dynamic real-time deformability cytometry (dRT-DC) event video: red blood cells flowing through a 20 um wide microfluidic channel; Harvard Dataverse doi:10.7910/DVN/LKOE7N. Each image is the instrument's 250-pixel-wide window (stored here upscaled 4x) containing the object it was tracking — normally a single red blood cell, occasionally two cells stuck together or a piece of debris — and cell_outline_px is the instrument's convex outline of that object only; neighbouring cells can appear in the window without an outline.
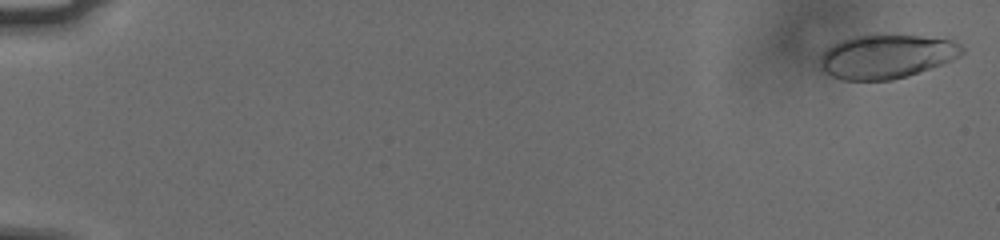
{"species": "human", "species_latin": "Homo sapiens", "temperature_condition": "cold", "stored_images_in_passage": 57, "camera_frame_rate_fps": 3000, "um_per_image_px": 0.085, "donor": {"sex": "male"}, "frame": {"image": 1, "passage_image": 2, "time_ms": 0.333, "image_size_px": [1000, 240], "cell_outline_px": [[964, 52], [960, 56], [952, 60], [908, 76], [892, 80], [840, 80], [820, 72], [820, 56], [832, 44], [856, 36], [920, 36], [952, 40], [960, 44], [964, 48]], "centroid_in_image_um": [75.32, 4.83], "position_along_channel_um": 9.7, "area_um2": 36.13}}
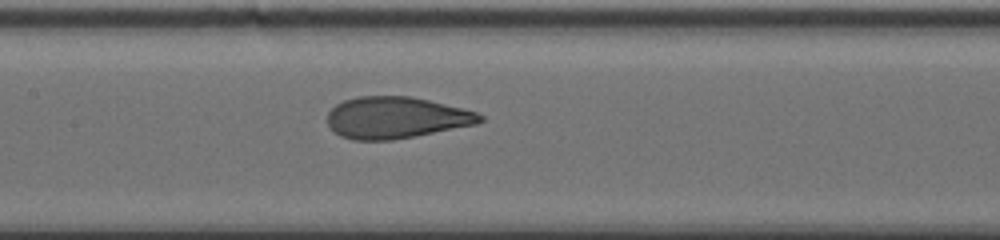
{"frame": {"image": 2, "passage_image": 30, "time_ms": 9.667, "image_size_px": [1000, 240], "cell_outline_px": [[484, 120], [476, 124], [416, 136], [392, 140], [352, 140], [340, 136], [328, 124], [328, 112], [336, 104], [344, 100], [360, 96], [408, 96], [428, 100], [476, 112], [484, 116]], "centroid_in_image_um": [33.65, 10.0], "position_along_channel_um": 173.8, "area_um2": 36.76}}
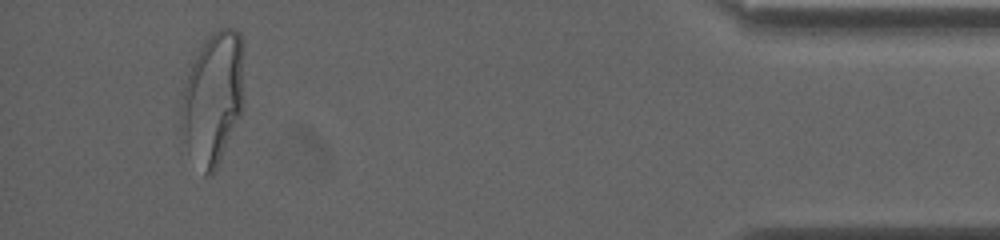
{"frame": {"image": 3, "passage_image": 54, "time_ms": 17.667, "image_size_px": [1000, 240], "cell_outline_px": [[244, 108], [220, 160], [212, 176], [204, 176], [188, 152], [184, 136], [180, 116], [180, 92], [188, 72], [204, 40], [212, 32], [220, 28], [236, 28], [240, 32], [244, 40]], "centroid_in_image_um": [18.13, 8.3], "position_along_channel_um": 417.1, "area_um2": 49.71}, "authors_computed_cell_mechanics": {"area_um2": 37.2232, "velocity_mm_per_s": 3.7548, "shape_relaxation_time_tau1_ms": 4.9146, "shape_relaxation_time_tau2_ms": null, "deformation_change_tau1": 0.201, "deformation_change_tau2": null}}